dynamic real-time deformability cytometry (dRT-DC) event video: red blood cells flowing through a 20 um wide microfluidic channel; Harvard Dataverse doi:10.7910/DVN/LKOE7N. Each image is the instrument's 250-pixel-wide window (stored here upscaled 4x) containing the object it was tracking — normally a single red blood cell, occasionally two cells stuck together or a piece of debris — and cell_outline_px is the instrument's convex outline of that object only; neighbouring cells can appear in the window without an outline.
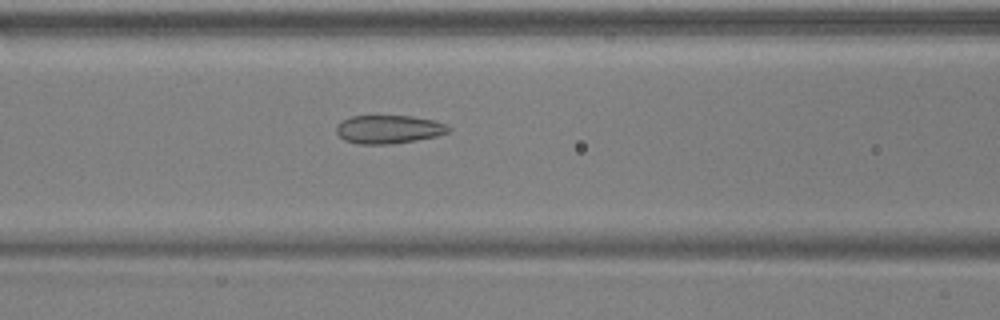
{"species": "common noctule bat (a hibernating species)", "species_latin": "Nyctalus noctula", "temperature_condition": "warm", "stored_images_in_passage": 54, "camera_frame_rate_fps": 3000, "um_per_image_px": 0.085, "animal": {"sex": "male", "body_mass_g": 17.9, "forearm_length_mm": 54.2}, "frame": {"image": 1, "passage_image": 23, "time_ms": 7.333, "image_size_px": [1000, 320], "cell_outline_px": [[452, 128], [448, 132], [436, 136], [416, 140], [392, 144], [356, 144], [344, 140], [336, 132], [336, 124], [352, 116], [412, 116], [432, 120], [448, 124]], "centroid_in_image_um": [33.04, 11.0], "position_along_channel_um": 133.6, "area_um2": 18.61}}
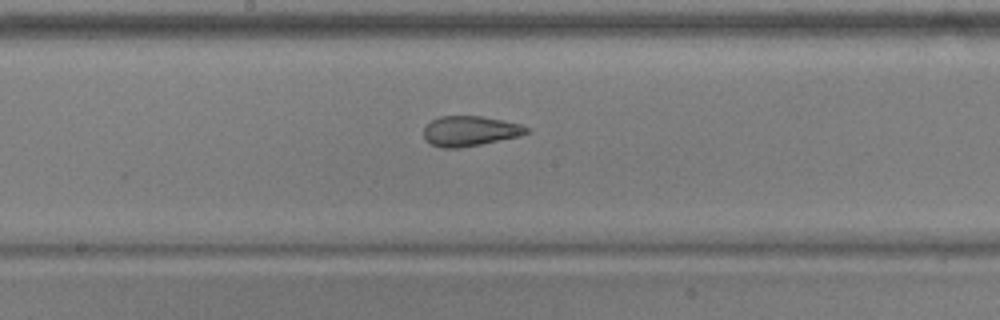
{"frame": {"image": 2, "passage_image": 29, "time_ms": 9.333, "image_size_px": [1000, 320], "cell_outline_px": [[528, 132], [520, 136], [480, 144], [456, 148], [444, 148], [432, 144], [424, 136], [424, 128], [432, 120], [440, 116], [480, 116], [520, 124], [528, 128]], "centroid_in_image_um": [39.94, 11.13], "position_along_channel_um": 208.3, "area_um2": 17.63}}
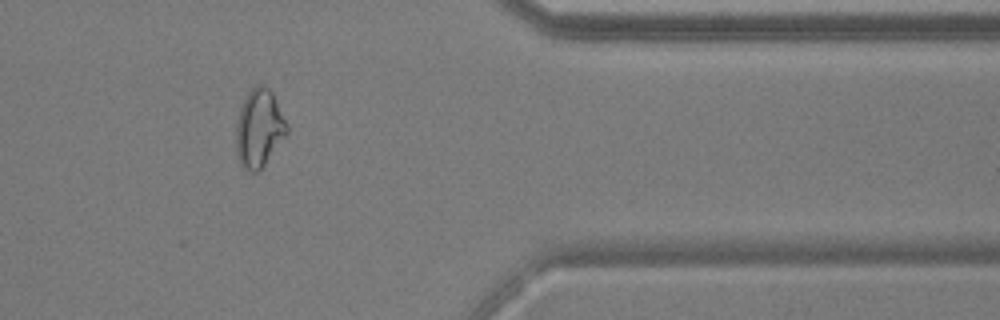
{"frame": {"image": 3, "passage_image": 45, "time_ms": 14.667, "image_size_px": [1000, 320], "cell_outline_px": [[288, 132], [260, 172], [252, 172], [244, 168], [240, 164], [236, 152], [236, 124], [240, 108], [244, 96], [256, 84], [264, 84], [272, 92], [288, 124]], "centroid_in_image_um": [22.02, 10.91], "position_along_channel_um": 389.4, "area_um2": 23.35}, "authors_computed_cell_mechanics": {"area_um2": 22.1374, "velocity_mm_per_s": 3.7345, "shape_relaxation_time_tau1_ms": null, "shape_relaxation_time_tau2_ms": 0.9283, "deformation_change_tau1": null, "deformation_change_tau2": 0.0812}}